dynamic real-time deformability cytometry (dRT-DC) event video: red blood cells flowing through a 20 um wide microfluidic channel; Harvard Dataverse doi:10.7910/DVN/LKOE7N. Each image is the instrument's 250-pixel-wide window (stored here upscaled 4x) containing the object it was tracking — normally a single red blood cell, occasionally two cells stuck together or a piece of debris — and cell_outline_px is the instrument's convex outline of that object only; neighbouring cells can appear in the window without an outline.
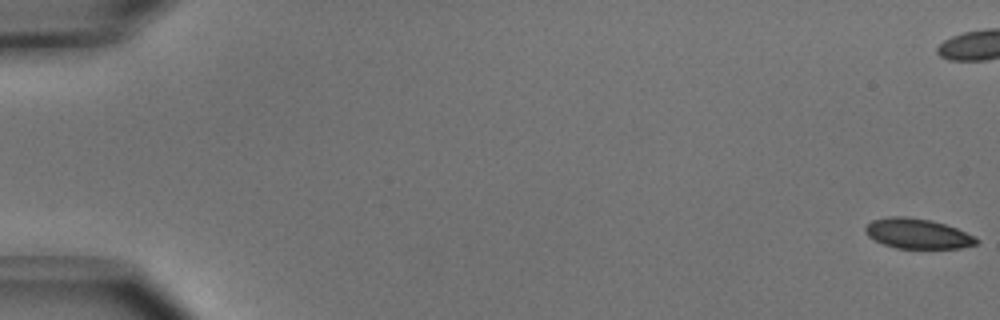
{"species": "common noctule bat (a hibernating species)", "species_latin": "Nyctalus noctula", "temperature_condition": "cold", "stored_images_in_passage": 53, "camera_frame_rate_fps": 3000, "um_per_image_px": 0.085, "animal": {"sex": "male", "body_mass_g": 15.6}, "frame": {"image": 1, "passage_image": 1, "time_ms": 0.0, "image_size_px": [1000, 320], "cell_outline_px": [[980, 240], [976, 244], [960, 248], [896, 248], [884, 244], [868, 236], [864, 232], [864, 228], [872, 220], [888, 216], [904, 216], [932, 220], [956, 228], [976, 236]], "centroid_in_image_um": [78.0, 19.85], "position_along_channel_um": 7.0, "area_um2": 19.48}}
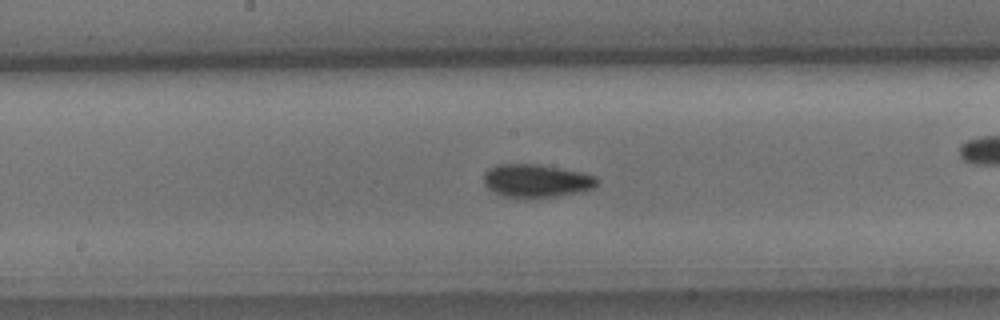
{"frame": {"image": 2, "passage_image": 28, "time_ms": 9.0, "image_size_px": [1000, 320], "cell_outline_px": [[600, 180], [592, 188], [580, 192], [556, 196], [520, 200], [516, 200], [492, 192], [484, 184], [484, 172], [488, 168], [496, 164], [540, 164], [580, 172], [596, 176]], "centroid_in_image_um": [45.54, 15.39], "position_along_channel_um": 202.7, "area_um2": 22.43}}
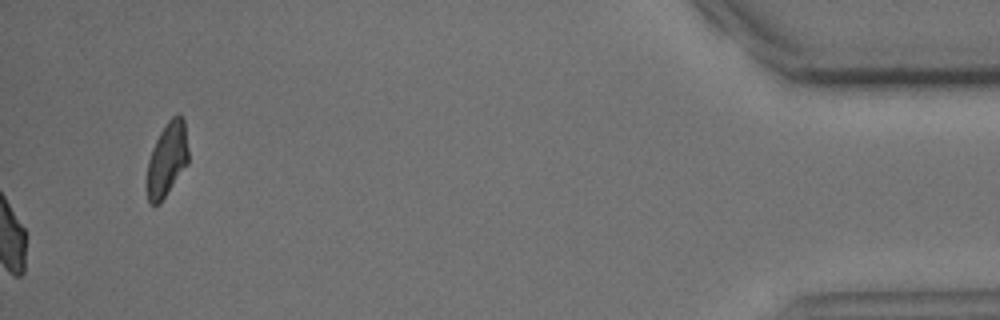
{"frame": {"image": 3, "passage_image": 53, "time_ms": 17.333, "image_size_px": [1000, 320], "cell_outline_px": [[188, 164], [160, 204], [148, 204], [144, 184], [148, 160], [152, 148], [160, 132], [168, 120], [176, 112], [180, 112], [184, 116], [188, 148]], "centroid_in_image_um": [14.17, 13.56], "position_along_channel_um": 421.0, "area_um2": 18.67}, "authors_computed_cell_mechanics": {"area_um2": 20.2878, "velocity_mm_per_s": 3.9466, "shape_relaxation_time_tau1_ms": 2.6119, "shape_relaxation_time_tau2_ms": 6.1494, "deformation_change_tau1": 0.0756, "deformation_change_tau2": 0.0833}}